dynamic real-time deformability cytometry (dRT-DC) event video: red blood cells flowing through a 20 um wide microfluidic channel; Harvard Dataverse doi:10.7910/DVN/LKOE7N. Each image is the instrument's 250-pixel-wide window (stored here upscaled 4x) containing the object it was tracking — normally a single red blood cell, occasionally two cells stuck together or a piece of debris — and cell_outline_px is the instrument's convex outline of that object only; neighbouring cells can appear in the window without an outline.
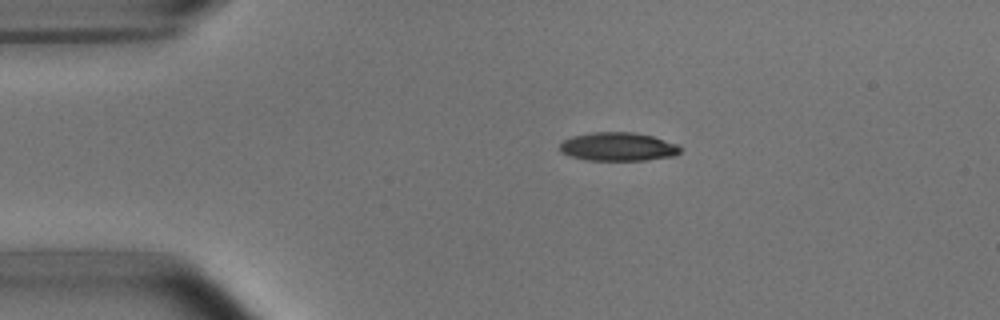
{"species": "common noctule bat (a hibernating species)", "species_latin": "Nyctalus noctula", "temperature_condition": "room temperature", "stored_images_in_passage": 34, "camera_frame_rate_fps": 3000, "um_per_image_px": 0.085, "animal": {"sex": "male", "body_mass_g": 15.6}, "frame": {"image": 1, "passage_image": 3, "time_ms": 0.667, "image_size_px": [1000, 320], "cell_outline_px": [[680, 152], [676, 156], [648, 160], [584, 160], [568, 156], [560, 152], [560, 144], [564, 140], [572, 136], [592, 132], [636, 132], [652, 136], [676, 144], [680, 148]], "centroid_in_image_um": [52.51, 12.48], "position_along_channel_um": 32.5, "area_um2": 20.17}}
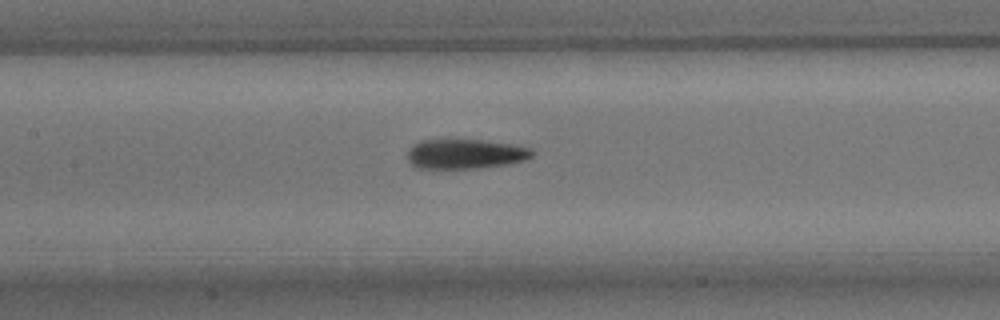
{"frame": {"image": 2, "passage_image": 17, "time_ms": 5.333, "image_size_px": [1000, 320], "cell_outline_px": [[536, 152], [532, 156], [524, 160], [508, 164], [476, 168], [416, 168], [408, 160], [408, 148], [412, 144], [420, 140], [480, 140], [512, 144], [532, 148]], "centroid_in_image_um": [39.55, 13.08], "position_along_channel_um": 167.8, "area_um2": 21.62}}
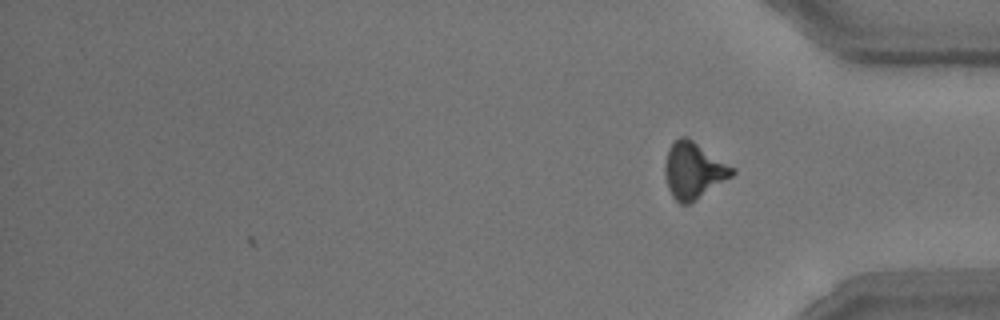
{"frame": {"image": 3, "passage_image": 34, "time_ms": 11.0, "image_size_px": [1000, 320], "cell_outline_px": [[736, 172], [732, 176], [688, 204], [680, 204], [672, 196], [668, 188], [664, 172], [664, 164], [668, 148], [680, 136], [688, 136], [736, 168]], "centroid_in_image_um": [58.95, 14.45], "position_along_channel_um": 376.2, "area_um2": 22.14}, "authors_computed_cell_mechanics": {"area_um2": 21.7039, "velocity_mm_per_s": 3.7755, "shape_relaxation_time_tau1_ms": 4.0357, "shape_relaxation_time_tau2_ms": 2.686, "deformation_change_tau1": 0.1687, "deformation_change_tau2": 0.1211}}